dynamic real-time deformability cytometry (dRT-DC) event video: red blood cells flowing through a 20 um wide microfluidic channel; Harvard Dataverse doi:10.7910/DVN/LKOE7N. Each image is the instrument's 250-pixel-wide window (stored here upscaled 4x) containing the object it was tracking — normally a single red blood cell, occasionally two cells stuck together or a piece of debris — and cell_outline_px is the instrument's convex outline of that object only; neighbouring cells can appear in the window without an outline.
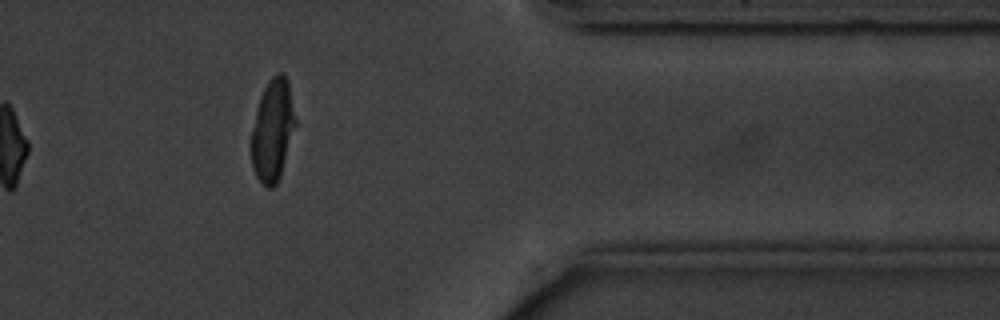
{"species": "common noctule bat (a hibernating species)", "species_latin": "Nyctalus noctula", "temperature_condition": "cold", "stored_images_in_passage": 16, "camera_frame_rate_fps": 3000, "um_per_image_px": 0.085, "animal": {"sex": "male", "body_mass_g": 20.1, "forearm_length_mm": 53.5}, "frame": {"image": 1, "passage_image": 14, "time_ms": 15.667, "image_size_px": [1000, 320], "cell_outline_px": [[296, 124], [280, 176], [276, 184], [272, 188], [268, 188], [256, 176], [252, 168], [252, 132], [256, 112], [260, 96], [268, 80], [276, 72], [280, 72], [288, 80], [296, 120]], "centroid_in_image_um": [23.18, 11.05], "position_along_channel_um": 388.2, "area_um2": 25.84}}